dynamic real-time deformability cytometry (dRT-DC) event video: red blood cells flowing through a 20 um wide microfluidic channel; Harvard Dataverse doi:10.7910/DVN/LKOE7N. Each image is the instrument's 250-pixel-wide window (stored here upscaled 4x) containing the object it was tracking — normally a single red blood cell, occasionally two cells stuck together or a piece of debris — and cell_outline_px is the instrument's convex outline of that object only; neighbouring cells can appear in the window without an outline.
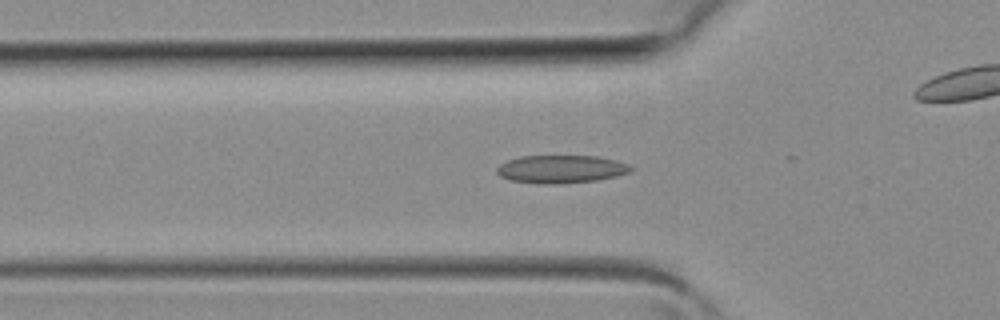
{"species": "common noctule bat (a hibernating species)", "species_latin": "Nyctalus noctula", "temperature_condition": "room temperature", "stored_images_in_passage": 26, "camera_frame_rate_fps": 3000, "um_per_image_px": 0.085, "animal": {"sex": "female", "body_mass_g": 19.3, "forearm_length_mm": 54.1}, "frame": {"image": 1, "passage_image": 4, "time_ms": 1.0, "image_size_px": [1000, 320], "cell_outline_px": [[632, 168], [628, 172], [616, 176], [596, 180], [560, 184], [540, 184], [508, 180], [500, 176], [496, 172], [496, 168], [500, 164], [508, 160], [520, 156], [600, 156], [616, 160], [628, 164]], "centroid_in_image_um": [47.65, 14.38], "position_along_channel_um": 78.2, "area_um2": 21.91}}
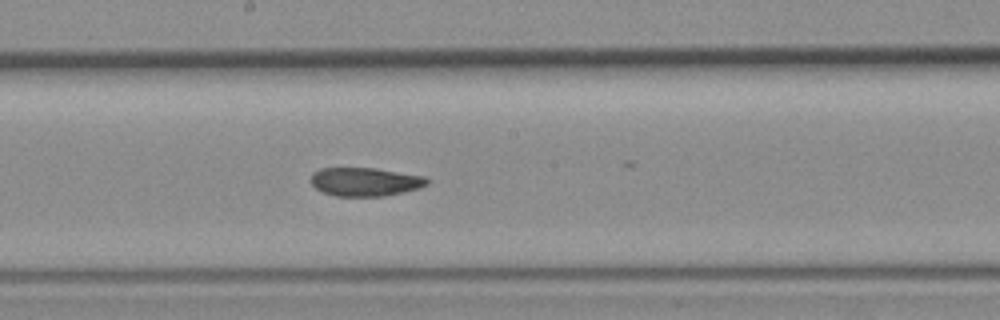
{"frame": {"image": 2, "passage_image": 12, "time_ms": 3.667, "image_size_px": [1000, 320], "cell_outline_px": [[428, 184], [420, 188], [384, 196], [336, 196], [324, 192], [316, 188], [312, 184], [312, 172], [320, 168], [376, 168], [428, 176]], "centroid_in_image_um": [31.08, 15.44], "position_along_channel_um": 217.1, "area_um2": 19.42}}
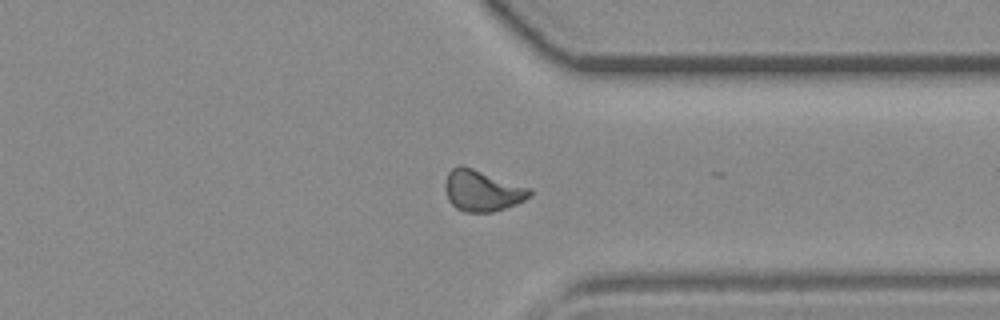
{"frame": {"image": 3, "passage_image": 21, "time_ms": 6.667, "image_size_px": [1000, 320], "cell_outline_px": [[532, 196], [516, 204], [492, 212], [464, 212], [456, 208], [448, 200], [444, 188], [444, 184], [448, 172], [452, 168], [460, 164], [532, 188]], "centroid_in_image_um": [40.98, 16.21], "position_along_channel_um": 370.4, "area_um2": 20.4}}